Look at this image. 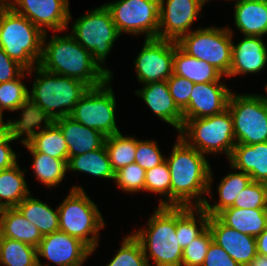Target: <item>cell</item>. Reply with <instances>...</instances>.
Returning <instances> with one entry per match:
<instances>
[{"label":"cell","mask_w":267,"mask_h":266,"mask_svg":"<svg viewBox=\"0 0 267 266\" xmlns=\"http://www.w3.org/2000/svg\"><path fill=\"white\" fill-rule=\"evenodd\" d=\"M26 121L21 125L24 138L37 152L68 162V147L60 128L54 122ZM39 129L37 132L35 129Z\"/></svg>","instance_id":"obj_19"},{"label":"cell","mask_w":267,"mask_h":266,"mask_svg":"<svg viewBox=\"0 0 267 266\" xmlns=\"http://www.w3.org/2000/svg\"><path fill=\"white\" fill-rule=\"evenodd\" d=\"M61 130L68 147V159L101 148L106 136L65 116L53 121Z\"/></svg>","instance_id":"obj_22"},{"label":"cell","mask_w":267,"mask_h":266,"mask_svg":"<svg viewBox=\"0 0 267 266\" xmlns=\"http://www.w3.org/2000/svg\"><path fill=\"white\" fill-rule=\"evenodd\" d=\"M232 92L223 82L194 84L183 119H198L222 113L228 108Z\"/></svg>","instance_id":"obj_17"},{"label":"cell","mask_w":267,"mask_h":266,"mask_svg":"<svg viewBox=\"0 0 267 266\" xmlns=\"http://www.w3.org/2000/svg\"><path fill=\"white\" fill-rule=\"evenodd\" d=\"M251 182L252 178L245 172H229L218 185V203L211 205L206 199L202 208L209 216H216L220 211L231 207L240 192L249 186Z\"/></svg>","instance_id":"obj_29"},{"label":"cell","mask_w":267,"mask_h":266,"mask_svg":"<svg viewBox=\"0 0 267 266\" xmlns=\"http://www.w3.org/2000/svg\"><path fill=\"white\" fill-rule=\"evenodd\" d=\"M135 93L144 100L158 118L180 132L183 127V111L171 96L167 81L145 84Z\"/></svg>","instance_id":"obj_20"},{"label":"cell","mask_w":267,"mask_h":266,"mask_svg":"<svg viewBox=\"0 0 267 266\" xmlns=\"http://www.w3.org/2000/svg\"><path fill=\"white\" fill-rule=\"evenodd\" d=\"M59 231L84 242L93 253L98 246L99 230L105 227L97 205L79 186H72L70 193L59 205Z\"/></svg>","instance_id":"obj_6"},{"label":"cell","mask_w":267,"mask_h":266,"mask_svg":"<svg viewBox=\"0 0 267 266\" xmlns=\"http://www.w3.org/2000/svg\"><path fill=\"white\" fill-rule=\"evenodd\" d=\"M105 6L120 35L144 33L145 39L158 38L159 0H117Z\"/></svg>","instance_id":"obj_12"},{"label":"cell","mask_w":267,"mask_h":266,"mask_svg":"<svg viewBox=\"0 0 267 266\" xmlns=\"http://www.w3.org/2000/svg\"><path fill=\"white\" fill-rule=\"evenodd\" d=\"M216 217L226 226L254 237L267 228V209L228 207L220 211Z\"/></svg>","instance_id":"obj_26"},{"label":"cell","mask_w":267,"mask_h":266,"mask_svg":"<svg viewBox=\"0 0 267 266\" xmlns=\"http://www.w3.org/2000/svg\"><path fill=\"white\" fill-rule=\"evenodd\" d=\"M212 241V234L207 227L183 250L182 266H202Z\"/></svg>","instance_id":"obj_41"},{"label":"cell","mask_w":267,"mask_h":266,"mask_svg":"<svg viewBox=\"0 0 267 266\" xmlns=\"http://www.w3.org/2000/svg\"><path fill=\"white\" fill-rule=\"evenodd\" d=\"M228 160L231 169L245 172L252 181L267 182V142L236 144Z\"/></svg>","instance_id":"obj_23"},{"label":"cell","mask_w":267,"mask_h":266,"mask_svg":"<svg viewBox=\"0 0 267 266\" xmlns=\"http://www.w3.org/2000/svg\"><path fill=\"white\" fill-rule=\"evenodd\" d=\"M234 20L243 36L267 34V0H236Z\"/></svg>","instance_id":"obj_24"},{"label":"cell","mask_w":267,"mask_h":266,"mask_svg":"<svg viewBox=\"0 0 267 266\" xmlns=\"http://www.w3.org/2000/svg\"><path fill=\"white\" fill-rule=\"evenodd\" d=\"M148 227L132 235L140 242L148 266L149 257L156 266H182L183 250L176 235V207L158 206Z\"/></svg>","instance_id":"obj_4"},{"label":"cell","mask_w":267,"mask_h":266,"mask_svg":"<svg viewBox=\"0 0 267 266\" xmlns=\"http://www.w3.org/2000/svg\"><path fill=\"white\" fill-rule=\"evenodd\" d=\"M165 161L155 140H138L135 153V163L145 171L160 165Z\"/></svg>","instance_id":"obj_42"},{"label":"cell","mask_w":267,"mask_h":266,"mask_svg":"<svg viewBox=\"0 0 267 266\" xmlns=\"http://www.w3.org/2000/svg\"><path fill=\"white\" fill-rule=\"evenodd\" d=\"M228 109L236 144L267 142V103L262 94L236 95L232 92Z\"/></svg>","instance_id":"obj_10"},{"label":"cell","mask_w":267,"mask_h":266,"mask_svg":"<svg viewBox=\"0 0 267 266\" xmlns=\"http://www.w3.org/2000/svg\"><path fill=\"white\" fill-rule=\"evenodd\" d=\"M44 34L4 2L0 5V47L26 70L39 64Z\"/></svg>","instance_id":"obj_5"},{"label":"cell","mask_w":267,"mask_h":266,"mask_svg":"<svg viewBox=\"0 0 267 266\" xmlns=\"http://www.w3.org/2000/svg\"><path fill=\"white\" fill-rule=\"evenodd\" d=\"M4 3L44 33L47 32L46 28H51L54 32L64 31L72 18L69 0H4Z\"/></svg>","instance_id":"obj_14"},{"label":"cell","mask_w":267,"mask_h":266,"mask_svg":"<svg viewBox=\"0 0 267 266\" xmlns=\"http://www.w3.org/2000/svg\"><path fill=\"white\" fill-rule=\"evenodd\" d=\"M38 266L37 248L10 238H1L0 266Z\"/></svg>","instance_id":"obj_36"},{"label":"cell","mask_w":267,"mask_h":266,"mask_svg":"<svg viewBox=\"0 0 267 266\" xmlns=\"http://www.w3.org/2000/svg\"><path fill=\"white\" fill-rule=\"evenodd\" d=\"M24 172L18 163L0 171V201L5 207H16L31 194L24 179Z\"/></svg>","instance_id":"obj_34"},{"label":"cell","mask_w":267,"mask_h":266,"mask_svg":"<svg viewBox=\"0 0 267 266\" xmlns=\"http://www.w3.org/2000/svg\"><path fill=\"white\" fill-rule=\"evenodd\" d=\"M114 172L135 163L137 138L120 133L107 136L104 143Z\"/></svg>","instance_id":"obj_35"},{"label":"cell","mask_w":267,"mask_h":266,"mask_svg":"<svg viewBox=\"0 0 267 266\" xmlns=\"http://www.w3.org/2000/svg\"><path fill=\"white\" fill-rule=\"evenodd\" d=\"M111 80L109 78L104 84L89 88L70 114L75 121L98 130L106 137L120 133L116 126V98L110 85Z\"/></svg>","instance_id":"obj_11"},{"label":"cell","mask_w":267,"mask_h":266,"mask_svg":"<svg viewBox=\"0 0 267 266\" xmlns=\"http://www.w3.org/2000/svg\"><path fill=\"white\" fill-rule=\"evenodd\" d=\"M166 81L175 103L183 110L189 103L194 83L174 73Z\"/></svg>","instance_id":"obj_43"},{"label":"cell","mask_w":267,"mask_h":266,"mask_svg":"<svg viewBox=\"0 0 267 266\" xmlns=\"http://www.w3.org/2000/svg\"><path fill=\"white\" fill-rule=\"evenodd\" d=\"M232 43V63L227 77L259 73L267 65V47L261 36H243Z\"/></svg>","instance_id":"obj_21"},{"label":"cell","mask_w":267,"mask_h":266,"mask_svg":"<svg viewBox=\"0 0 267 266\" xmlns=\"http://www.w3.org/2000/svg\"><path fill=\"white\" fill-rule=\"evenodd\" d=\"M70 35L91 52L92 59L112 78L111 70L103 68L100 64L105 63L107 55L120 34L105 4L77 18Z\"/></svg>","instance_id":"obj_8"},{"label":"cell","mask_w":267,"mask_h":266,"mask_svg":"<svg viewBox=\"0 0 267 266\" xmlns=\"http://www.w3.org/2000/svg\"><path fill=\"white\" fill-rule=\"evenodd\" d=\"M231 207L240 209H267L266 183L252 181L234 201Z\"/></svg>","instance_id":"obj_39"},{"label":"cell","mask_w":267,"mask_h":266,"mask_svg":"<svg viewBox=\"0 0 267 266\" xmlns=\"http://www.w3.org/2000/svg\"><path fill=\"white\" fill-rule=\"evenodd\" d=\"M146 191L160 194L165 198L161 199L159 206H171V175L166 160L160 165L146 171Z\"/></svg>","instance_id":"obj_37"},{"label":"cell","mask_w":267,"mask_h":266,"mask_svg":"<svg viewBox=\"0 0 267 266\" xmlns=\"http://www.w3.org/2000/svg\"><path fill=\"white\" fill-rule=\"evenodd\" d=\"M1 238H2V226H1V222H0V242H1Z\"/></svg>","instance_id":"obj_52"},{"label":"cell","mask_w":267,"mask_h":266,"mask_svg":"<svg viewBox=\"0 0 267 266\" xmlns=\"http://www.w3.org/2000/svg\"><path fill=\"white\" fill-rule=\"evenodd\" d=\"M43 37L42 57L39 66L51 73L80 80L90 88L98 87L111 78L92 59L86 50L71 35H53L46 43Z\"/></svg>","instance_id":"obj_3"},{"label":"cell","mask_w":267,"mask_h":266,"mask_svg":"<svg viewBox=\"0 0 267 266\" xmlns=\"http://www.w3.org/2000/svg\"><path fill=\"white\" fill-rule=\"evenodd\" d=\"M178 136L204 155L224 152L228 159L236 145L233 120L228 108L209 117L183 119Z\"/></svg>","instance_id":"obj_7"},{"label":"cell","mask_w":267,"mask_h":266,"mask_svg":"<svg viewBox=\"0 0 267 266\" xmlns=\"http://www.w3.org/2000/svg\"><path fill=\"white\" fill-rule=\"evenodd\" d=\"M204 5L203 0H159L158 39L178 42L191 32L190 27Z\"/></svg>","instance_id":"obj_15"},{"label":"cell","mask_w":267,"mask_h":266,"mask_svg":"<svg viewBox=\"0 0 267 266\" xmlns=\"http://www.w3.org/2000/svg\"><path fill=\"white\" fill-rule=\"evenodd\" d=\"M173 73L194 84L218 82L224 76L213 65L185 53L177 42H175Z\"/></svg>","instance_id":"obj_25"},{"label":"cell","mask_w":267,"mask_h":266,"mask_svg":"<svg viewBox=\"0 0 267 266\" xmlns=\"http://www.w3.org/2000/svg\"><path fill=\"white\" fill-rule=\"evenodd\" d=\"M121 248L106 266H148L140 242L132 235H127Z\"/></svg>","instance_id":"obj_38"},{"label":"cell","mask_w":267,"mask_h":266,"mask_svg":"<svg viewBox=\"0 0 267 266\" xmlns=\"http://www.w3.org/2000/svg\"><path fill=\"white\" fill-rule=\"evenodd\" d=\"M35 70L37 78L29 92L28 121L53 122L70 116L76 103L90 88L80 80L51 73L39 65L26 73Z\"/></svg>","instance_id":"obj_2"},{"label":"cell","mask_w":267,"mask_h":266,"mask_svg":"<svg viewBox=\"0 0 267 266\" xmlns=\"http://www.w3.org/2000/svg\"><path fill=\"white\" fill-rule=\"evenodd\" d=\"M23 136L21 126H16L1 142H0V171L11 168L17 164V156L15 151L11 149L9 143Z\"/></svg>","instance_id":"obj_44"},{"label":"cell","mask_w":267,"mask_h":266,"mask_svg":"<svg viewBox=\"0 0 267 266\" xmlns=\"http://www.w3.org/2000/svg\"><path fill=\"white\" fill-rule=\"evenodd\" d=\"M16 208L33 225H35L42 236L59 231L58 209L53 210L31 195L25 197Z\"/></svg>","instance_id":"obj_28"},{"label":"cell","mask_w":267,"mask_h":266,"mask_svg":"<svg viewBox=\"0 0 267 266\" xmlns=\"http://www.w3.org/2000/svg\"><path fill=\"white\" fill-rule=\"evenodd\" d=\"M202 266H241L234 261L222 247L211 242Z\"/></svg>","instance_id":"obj_46"},{"label":"cell","mask_w":267,"mask_h":266,"mask_svg":"<svg viewBox=\"0 0 267 266\" xmlns=\"http://www.w3.org/2000/svg\"><path fill=\"white\" fill-rule=\"evenodd\" d=\"M257 254L267 256V228L256 237Z\"/></svg>","instance_id":"obj_47"},{"label":"cell","mask_w":267,"mask_h":266,"mask_svg":"<svg viewBox=\"0 0 267 266\" xmlns=\"http://www.w3.org/2000/svg\"><path fill=\"white\" fill-rule=\"evenodd\" d=\"M247 266H267V256L257 254Z\"/></svg>","instance_id":"obj_49"},{"label":"cell","mask_w":267,"mask_h":266,"mask_svg":"<svg viewBox=\"0 0 267 266\" xmlns=\"http://www.w3.org/2000/svg\"><path fill=\"white\" fill-rule=\"evenodd\" d=\"M91 249L80 239L67 233L57 231L44 235L37 247L38 266L43 265L39 257L58 266H82L85 260L92 254Z\"/></svg>","instance_id":"obj_16"},{"label":"cell","mask_w":267,"mask_h":266,"mask_svg":"<svg viewBox=\"0 0 267 266\" xmlns=\"http://www.w3.org/2000/svg\"><path fill=\"white\" fill-rule=\"evenodd\" d=\"M174 144L170 157L165 158L171 175V206L202 207L206 200L203 195H211L209 161L179 136Z\"/></svg>","instance_id":"obj_1"},{"label":"cell","mask_w":267,"mask_h":266,"mask_svg":"<svg viewBox=\"0 0 267 266\" xmlns=\"http://www.w3.org/2000/svg\"><path fill=\"white\" fill-rule=\"evenodd\" d=\"M2 117L3 115L0 113V131H12L17 126L12 119L4 122Z\"/></svg>","instance_id":"obj_48"},{"label":"cell","mask_w":267,"mask_h":266,"mask_svg":"<svg viewBox=\"0 0 267 266\" xmlns=\"http://www.w3.org/2000/svg\"><path fill=\"white\" fill-rule=\"evenodd\" d=\"M24 71H27L17 61L10 58L0 47V83L18 78Z\"/></svg>","instance_id":"obj_45"},{"label":"cell","mask_w":267,"mask_h":266,"mask_svg":"<svg viewBox=\"0 0 267 266\" xmlns=\"http://www.w3.org/2000/svg\"><path fill=\"white\" fill-rule=\"evenodd\" d=\"M194 210L199 224L196 222ZM209 218L202 207H176V235L182 250L208 227Z\"/></svg>","instance_id":"obj_30"},{"label":"cell","mask_w":267,"mask_h":266,"mask_svg":"<svg viewBox=\"0 0 267 266\" xmlns=\"http://www.w3.org/2000/svg\"><path fill=\"white\" fill-rule=\"evenodd\" d=\"M146 171L137 163L129 164L115 172L116 185L124 192L145 191Z\"/></svg>","instance_id":"obj_40"},{"label":"cell","mask_w":267,"mask_h":266,"mask_svg":"<svg viewBox=\"0 0 267 266\" xmlns=\"http://www.w3.org/2000/svg\"><path fill=\"white\" fill-rule=\"evenodd\" d=\"M5 209H6V207L0 201V216L4 213Z\"/></svg>","instance_id":"obj_51"},{"label":"cell","mask_w":267,"mask_h":266,"mask_svg":"<svg viewBox=\"0 0 267 266\" xmlns=\"http://www.w3.org/2000/svg\"><path fill=\"white\" fill-rule=\"evenodd\" d=\"M232 36V30L227 27H200L177 44L188 55L213 65L225 77L232 63Z\"/></svg>","instance_id":"obj_9"},{"label":"cell","mask_w":267,"mask_h":266,"mask_svg":"<svg viewBox=\"0 0 267 266\" xmlns=\"http://www.w3.org/2000/svg\"><path fill=\"white\" fill-rule=\"evenodd\" d=\"M208 229L213 241L241 266H247L257 255L256 237L226 226L216 216H210Z\"/></svg>","instance_id":"obj_18"},{"label":"cell","mask_w":267,"mask_h":266,"mask_svg":"<svg viewBox=\"0 0 267 266\" xmlns=\"http://www.w3.org/2000/svg\"><path fill=\"white\" fill-rule=\"evenodd\" d=\"M20 141L34 157L32 167L36 178L49 188L60 184L68 170L67 161L37 152L24 137Z\"/></svg>","instance_id":"obj_32"},{"label":"cell","mask_w":267,"mask_h":266,"mask_svg":"<svg viewBox=\"0 0 267 266\" xmlns=\"http://www.w3.org/2000/svg\"><path fill=\"white\" fill-rule=\"evenodd\" d=\"M11 131H0V142L10 133Z\"/></svg>","instance_id":"obj_50"},{"label":"cell","mask_w":267,"mask_h":266,"mask_svg":"<svg viewBox=\"0 0 267 266\" xmlns=\"http://www.w3.org/2000/svg\"><path fill=\"white\" fill-rule=\"evenodd\" d=\"M25 71L16 79L0 83V113L3 110L17 111L21 109L20 119L15 121L17 126H21L28 121L29 110V90L23 82Z\"/></svg>","instance_id":"obj_31"},{"label":"cell","mask_w":267,"mask_h":266,"mask_svg":"<svg viewBox=\"0 0 267 266\" xmlns=\"http://www.w3.org/2000/svg\"><path fill=\"white\" fill-rule=\"evenodd\" d=\"M2 237L21 241L35 248L43 238L38 228L28 221L16 207H6L0 216Z\"/></svg>","instance_id":"obj_27"},{"label":"cell","mask_w":267,"mask_h":266,"mask_svg":"<svg viewBox=\"0 0 267 266\" xmlns=\"http://www.w3.org/2000/svg\"><path fill=\"white\" fill-rule=\"evenodd\" d=\"M265 89H266V92H267V84H266V86H265ZM263 98H264L265 102L267 103V96H264V95H263Z\"/></svg>","instance_id":"obj_53"},{"label":"cell","mask_w":267,"mask_h":266,"mask_svg":"<svg viewBox=\"0 0 267 266\" xmlns=\"http://www.w3.org/2000/svg\"><path fill=\"white\" fill-rule=\"evenodd\" d=\"M68 170L81 171L98 178L115 179L105 145L97 150L70 157L67 162Z\"/></svg>","instance_id":"obj_33"},{"label":"cell","mask_w":267,"mask_h":266,"mask_svg":"<svg viewBox=\"0 0 267 266\" xmlns=\"http://www.w3.org/2000/svg\"><path fill=\"white\" fill-rule=\"evenodd\" d=\"M174 53V41L145 39L134 62L138 81L143 84L166 81L173 74Z\"/></svg>","instance_id":"obj_13"}]
</instances>
